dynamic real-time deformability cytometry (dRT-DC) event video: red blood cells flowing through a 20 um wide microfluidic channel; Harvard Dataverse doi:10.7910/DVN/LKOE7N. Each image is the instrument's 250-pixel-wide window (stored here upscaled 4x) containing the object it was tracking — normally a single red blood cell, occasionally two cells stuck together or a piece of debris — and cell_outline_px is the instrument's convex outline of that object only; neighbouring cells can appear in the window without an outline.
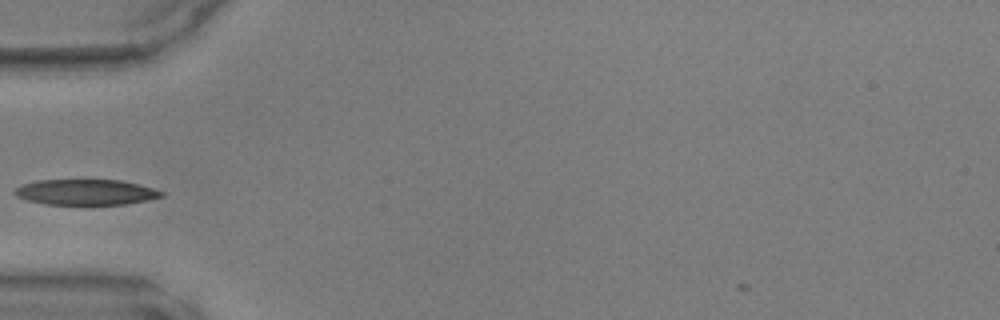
{"species": "common noctule bat (a hibernating species)", "species_latin": "Nyctalus noctula", "temperature_condition": "warm", "stored_images_in_passage": 32, "camera_frame_rate_fps": 3000, "um_per_image_px": 0.085, "animal": {"sex": "male", "body_mass_g": 17.9, "forearm_length_mm": 54.2}, "frame": {"image": 1, "passage_image": 1, "time_ms": 0.0, "image_size_px": [1000, 320], "cell_outline_px": [[164, 196], [148, 200], [124, 204], [84, 208], [44, 204], [28, 200], [16, 196], [12, 192], [16, 188], [24, 184], [36, 180], [120, 180], [152, 188], [164, 192]], "centroid_in_image_um": [7.27, 16.39], "position_along_channel_um": 77.7, "area_um2": 22.83}}
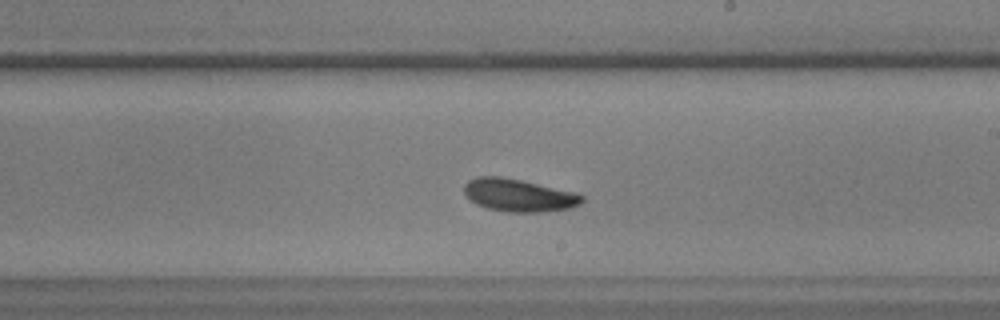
{"frame": {"image": 2, "passage_image": 13, "time_ms": 4.0, "image_size_px": [1000, 320], "cell_outline_px": [[584, 200], [580, 204], [572, 208], [540, 212], [508, 212], [488, 208], [476, 204], [464, 192], [464, 184], [468, 180], [476, 176], [500, 176], [520, 180], [576, 192], [584, 196]], "centroid_in_image_um": [44.11, 16.59], "position_along_channel_um": 244.9, "area_um2": 22.43}}
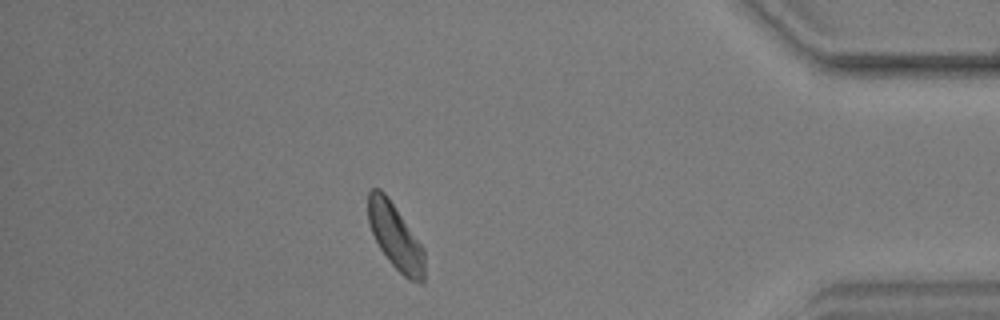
{"frame": {"image": 3, "passage_image": 27, "time_ms": 8.667, "image_size_px": [1000, 320], "cell_outline_px": [[424, 284], [420, 284], [408, 280], [388, 260], [380, 248], [368, 224], [368, 192], [372, 188], [380, 188], [384, 192], [424, 248]], "centroid_in_image_um": [33.61, 20.14], "position_along_channel_um": 401.6, "area_um2": 21.39}}